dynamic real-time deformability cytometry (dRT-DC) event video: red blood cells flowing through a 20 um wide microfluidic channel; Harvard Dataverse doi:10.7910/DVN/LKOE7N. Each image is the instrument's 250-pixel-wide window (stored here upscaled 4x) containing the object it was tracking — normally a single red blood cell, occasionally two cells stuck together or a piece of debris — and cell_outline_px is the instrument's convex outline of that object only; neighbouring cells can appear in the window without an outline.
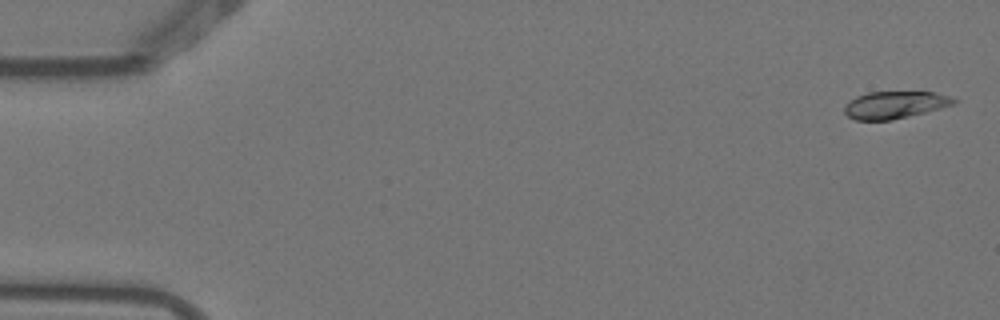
{"species": "Egyptian fruit bat (a non-hibernating species)", "species_latin": "Rousettus aegyptiacus", "temperature_condition": "warm", "stored_images_in_passage": 5, "camera_frame_rate_fps": 3000, "um_per_image_px": 0.085, "animal": {"sex": "female"}, "frame": {"image": 1, "passage_image": 1, "time_ms": 0.0, "image_size_px": [1000, 320], "cell_outline_px": [[960, 100], [956, 104], [892, 120], [856, 120], [848, 116], [844, 112], [844, 108], [856, 96], [868, 92], [936, 92], [952, 96]], "centroid_in_image_um": [76.13, 8.9], "position_along_channel_um": 8.9, "area_um2": 17.34}}
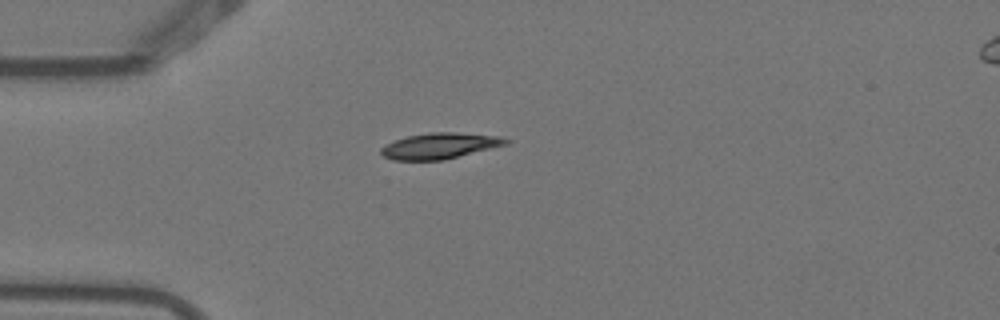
{"frame": {"image": 2, "passage_image": 4, "time_ms": 1.0, "image_size_px": [1000, 320], "cell_outline_px": [[512, 140], [508, 144], [444, 160], [392, 160], [384, 156], [380, 152], [380, 148], [396, 140], [408, 136], [432, 132], [452, 132], [500, 136]], "centroid_in_image_um": [37.42, 12.4], "position_along_channel_um": 47.6, "area_um2": 18.73}}